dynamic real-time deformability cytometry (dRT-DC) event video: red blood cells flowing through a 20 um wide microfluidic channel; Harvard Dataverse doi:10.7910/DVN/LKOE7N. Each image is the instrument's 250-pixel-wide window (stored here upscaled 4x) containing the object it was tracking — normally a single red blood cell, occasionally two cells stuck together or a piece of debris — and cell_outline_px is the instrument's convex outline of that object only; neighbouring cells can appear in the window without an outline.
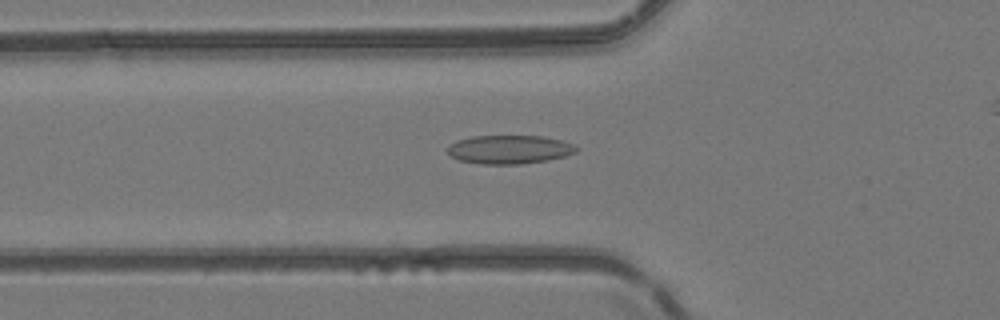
{"species": "common noctule bat (a hibernating species)", "species_latin": "Nyctalus noctula", "temperature_condition": "room temperature", "stored_images_in_passage": 45, "camera_frame_rate_fps": 3000, "um_per_image_px": 0.085, "animal": {"sex": "female", "body_mass_g": 24.6, "forearm_length_mm": 56.2}, "frame": {"image": 1, "passage_image": 18, "time_ms": 5.667, "image_size_px": [1000, 320], "cell_outline_px": [[580, 148], [576, 152], [564, 156], [548, 160], [520, 164], [480, 164], [460, 160], [452, 156], [448, 152], [448, 144], [456, 140], [472, 136], [540, 136], [560, 140], [572, 144]], "centroid_in_image_um": [43.28, 12.7], "position_along_channel_um": 82.5, "area_um2": 21.44}}
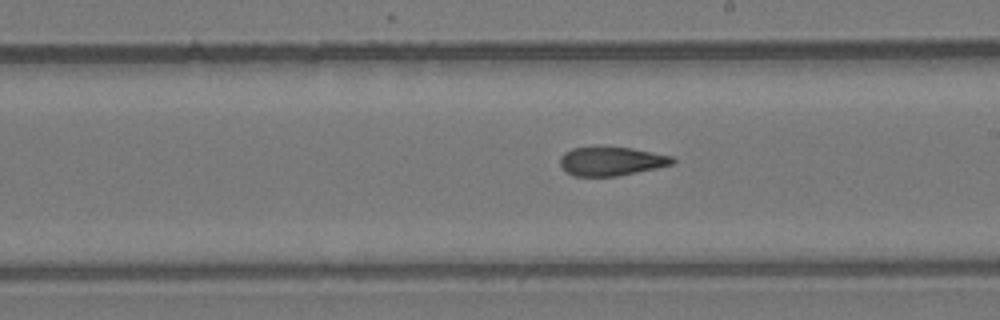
{"frame": {"image": 2, "passage_image": 29, "time_ms": 9.333, "image_size_px": [1000, 320], "cell_outline_px": [[676, 160], [672, 164], [656, 168], [616, 176], [576, 176], [568, 172], [560, 164], [560, 156], [564, 152], [572, 148], [632, 148], [672, 156]], "centroid_in_image_um": [51.97, 13.71], "position_along_channel_um": 237.0, "area_um2": 18.44}}
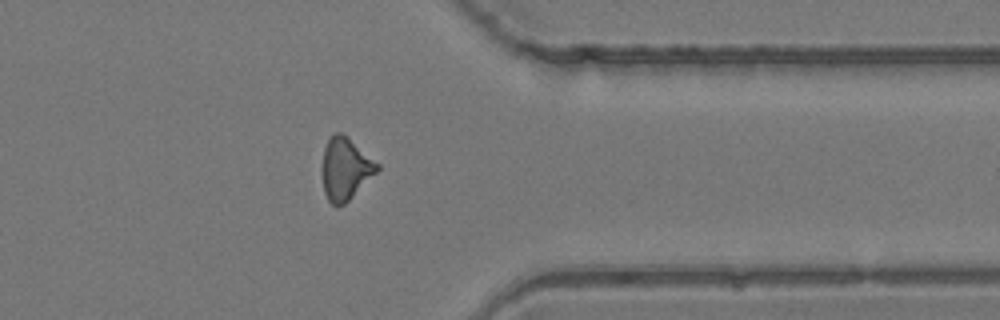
{"frame": {"image": 3, "passage_image": 40, "time_ms": 13.0, "image_size_px": [1000, 320], "cell_outline_px": [[380, 168], [344, 204], [332, 204], [328, 200], [324, 192], [324, 148], [328, 140], [336, 132], [340, 132], [348, 136], [380, 164]], "centroid_in_image_um": [29.39, 14.3], "position_along_channel_um": 382.0, "area_um2": 19.31}, "authors_computed_cell_mechanics": {"area_um2": 19.9988, "velocity_mm_per_s": 4.1903, "shape_relaxation_time_tau1_ms": null, "shape_relaxation_time_tau2_ms": 3.4983, "deformation_change_tau1": null, "deformation_change_tau2": 0.1115}}